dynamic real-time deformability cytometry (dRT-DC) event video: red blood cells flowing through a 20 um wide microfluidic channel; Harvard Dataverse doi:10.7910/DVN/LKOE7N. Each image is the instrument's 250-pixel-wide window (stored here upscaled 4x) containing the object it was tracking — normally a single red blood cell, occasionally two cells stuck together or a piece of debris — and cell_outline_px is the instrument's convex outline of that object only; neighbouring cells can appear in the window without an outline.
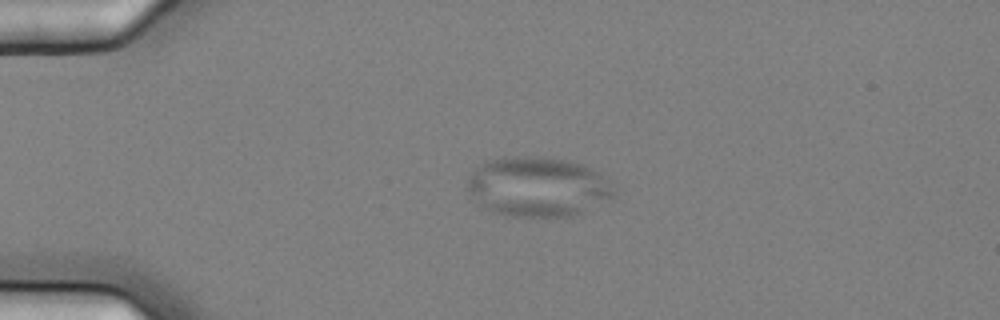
{"species": "common noctule bat (a hibernating species)", "species_latin": "Nyctalus noctula", "temperature_condition": "cold", "stored_images_in_passage": 2, "camera_frame_rate_fps": 3000, "um_per_image_px": 0.085, "animal": {"sex": "female", "body_mass_g": 25.1}, "frame": {"image": 1, "passage_image": 1, "time_ms": 0.0, "image_size_px": [1000, 320], "cell_outline_px": [[616, 192], [612, 196], [580, 212], [568, 216], [512, 216], [492, 212], [472, 200], [468, 188], [468, 176], [484, 160], [504, 156], [540, 156], [568, 160], [592, 168], [600, 172], [612, 180], [616, 188]], "centroid_in_image_um": [45.69, 15.84], "position_along_channel_um": 39.3, "area_um2": 51.38}}